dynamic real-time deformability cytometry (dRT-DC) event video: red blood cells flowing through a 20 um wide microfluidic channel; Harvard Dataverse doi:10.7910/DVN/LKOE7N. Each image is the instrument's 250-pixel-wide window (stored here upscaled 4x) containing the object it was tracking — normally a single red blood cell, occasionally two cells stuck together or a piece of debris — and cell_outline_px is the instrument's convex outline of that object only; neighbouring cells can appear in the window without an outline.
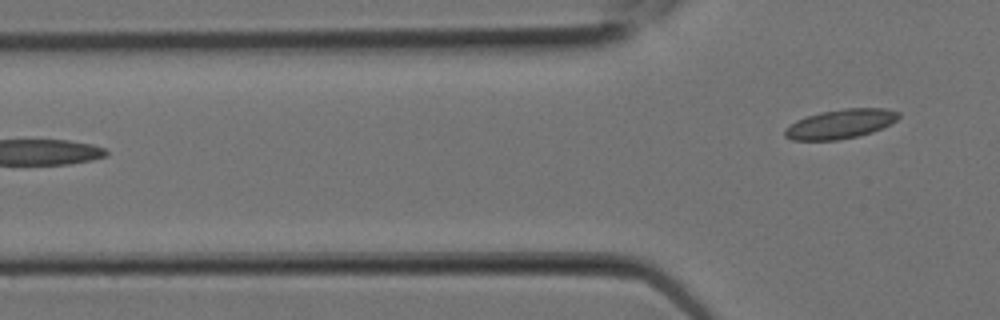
{"species": "Egyptian fruit bat (a non-hibernating species)", "species_latin": "Rousettus aegyptiacus", "temperature_condition": "room temperature", "stored_images_in_passage": 6, "segment_of_instrument_passage": [2, 2], "camera_frame_rate_fps": 3000, "um_per_image_px": 0.085, "animal": {"sex": "female"}, "frame": {"image": 1, "passage_image": 6, "time_ms": 1.667, "image_size_px": [1000, 320], "cell_outline_px": [[900, 116], [892, 124], [872, 132], [860, 136], [836, 140], [792, 140], [784, 136], [784, 128], [796, 120], [820, 112], [844, 108], [884, 108], [900, 112]], "centroid_in_image_um": [71.45, 10.53], "position_along_channel_um": 54.4, "area_um2": 19.59}}